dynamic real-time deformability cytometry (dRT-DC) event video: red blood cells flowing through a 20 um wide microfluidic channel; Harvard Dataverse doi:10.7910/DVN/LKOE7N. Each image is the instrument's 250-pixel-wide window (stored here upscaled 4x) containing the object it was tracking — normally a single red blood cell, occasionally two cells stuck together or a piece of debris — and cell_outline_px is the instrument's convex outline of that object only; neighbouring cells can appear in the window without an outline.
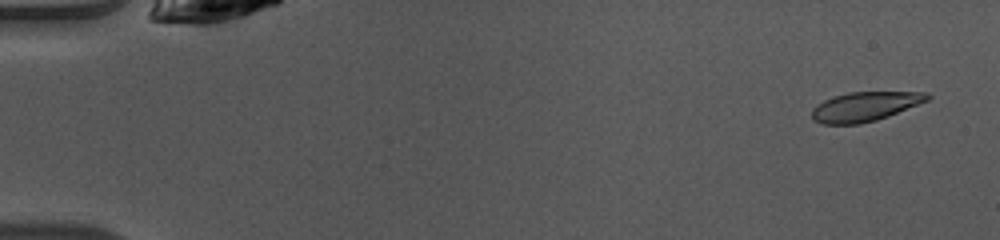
{"species": "common noctule bat (a hibernating species)", "species_latin": "Nyctalus noctula", "temperature_condition": "warm", "stored_images_in_passage": 49, "camera_frame_rate_fps": 3000, "um_per_image_px": 0.085, "animal": {"sex": "female", "body_mass_g": 10.0, "forearm_length_mm": 53.1}, "frame": {"image": 1, "passage_image": 3, "time_ms": 0.667, "image_size_px": [1000, 240], "cell_outline_px": [[932, 96], [928, 100], [888, 116], [876, 120], [860, 124], [824, 124], [812, 120], [812, 108], [816, 104], [824, 100], [848, 92], [928, 92]], "centroid_in_image_um": [73.5, 9.06], "position_along_channel_um": 11.5, "area_um2": 19.71}}
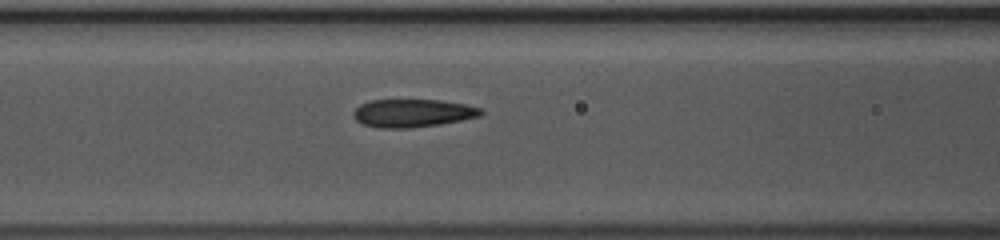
{"frame": {"image": 2, "passage_image": 21, "time_ms": 6.667, "image_size_px": [1000, 240], "cell_outline_px": [[484, 112], [480, 116], [440, 124], [408, 128], [380, 128], [364, 124], [356, 120], [352, 116], [352, 112], [360, 104], [372, 100], [440, 100], [468, 104], [480, 108]], "centroid_in_image_um": [35.07, 9.61], "position_along_channel_um": 131.5, "area_um2": 20.81}}
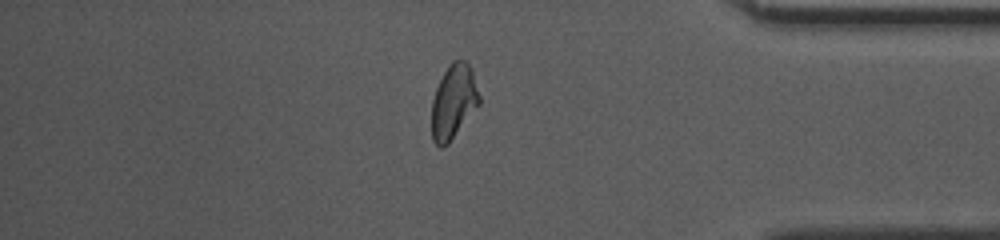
{"frame": {"image": 3, "passage_image": 42, "time_ms": 13.667, "image_size_px": [1000, 240], "cell_outline_px": [[480, 104], [448, 144], [444, 148], [440, 148], [432, 140], [432, 100], [436, 88], [448, 64], [452, 60], [464, 60], [472, 68], [480, 96]], "centroid_in_image_um": [38.56, 8.64], "position_along_channel_um": 396.6, "area_um2": 20.75}, "authors_computed_cell_mechanics": {"area_um2": 20.519, "velocity_mm_per_s": 4.1084, "shape_relaxation_time_tau1_ms": 3.0499, "shape_relaxation_time_tau2_ms": 2.4148, "deformation_change_tau1": 0.1407, "deformation_change_tau2": 0.0348}}